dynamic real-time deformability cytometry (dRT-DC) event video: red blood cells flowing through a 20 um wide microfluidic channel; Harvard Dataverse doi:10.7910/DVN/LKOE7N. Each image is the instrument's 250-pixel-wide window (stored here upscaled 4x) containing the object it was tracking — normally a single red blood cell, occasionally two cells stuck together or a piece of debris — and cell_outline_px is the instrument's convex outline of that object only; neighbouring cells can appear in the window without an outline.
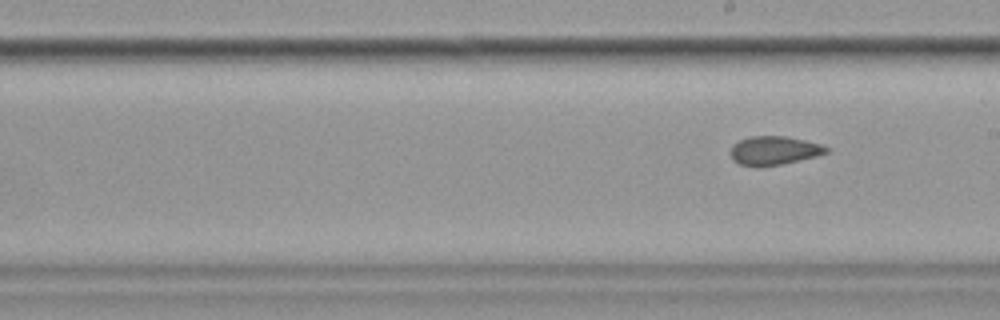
{"species": "common noctule bat (a hibernating species)", "species_latin": "Nyctalus noctula", "temperature_condition": "cold", "stored_images_in_passage": 11, "segment_of_instrument_passage": [2, 2], "camera_frame_rate_fps": 3000, "um_per_image_px": 0.085, "animal": {"sex": "female", "body_mass_g": 19.9}, "frame": {"image": 1, "passage_image": 11, "time_ms": 12.667, "image_size_px": [1000, 320], "cell_outline_px": [[828, 152], [816, 156], [780, 164], [760, 168], [756, 168], [740, 164], [732, 160], [732, 144], [748, 136], [784, 136], [804, 140], [820, 144], [828, 148]], "centroid_in_image_um": [65.75, 12.81], "position_along_channel_um": 223.2, "area_um2": 16.01}}